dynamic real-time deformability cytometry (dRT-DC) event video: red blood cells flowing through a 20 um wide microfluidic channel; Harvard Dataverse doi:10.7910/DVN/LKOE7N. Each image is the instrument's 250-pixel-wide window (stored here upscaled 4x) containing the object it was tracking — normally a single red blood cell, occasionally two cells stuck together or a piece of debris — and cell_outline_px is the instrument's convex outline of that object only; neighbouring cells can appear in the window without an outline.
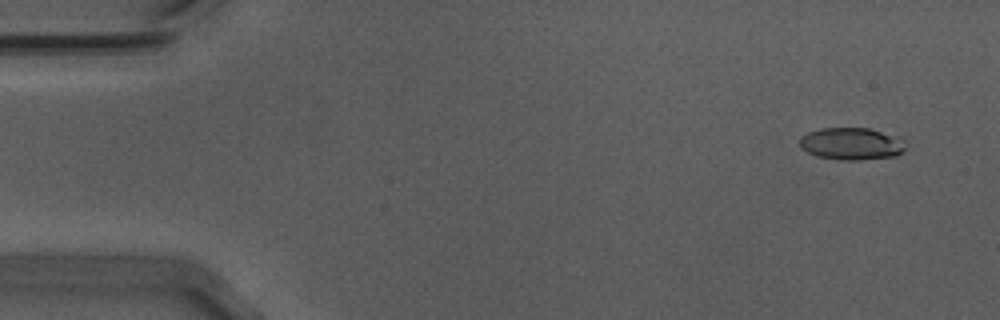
{"species": "Egyptian fruit bat (a non-hibernating species)", "species_latin": "Rousettus aegyptiacus", "temperature_condition": "warm", "stored_images_in_passage": 15, "camera_frame_rate_fps": 3000, "um_per_image_px": 0.085, "animal": {"sex": "male"}, "frame": {"image": 1, "passage_image": 1, "time_ms": 0.0, "image_size_px": [1000, 320], "cell_outline_px": [[904, 148], [896, 156], [860, 160], [840, 160], [816, 156], [808, 152], [800, 144], [800, 140], [808, 132], [820, 128], [868, 128], [900, 136], [904, 140]], "centroid_in_image_um": [72.41, 12.21], "position_along_channel_um": 12.6, "area_um2": 19.83}}
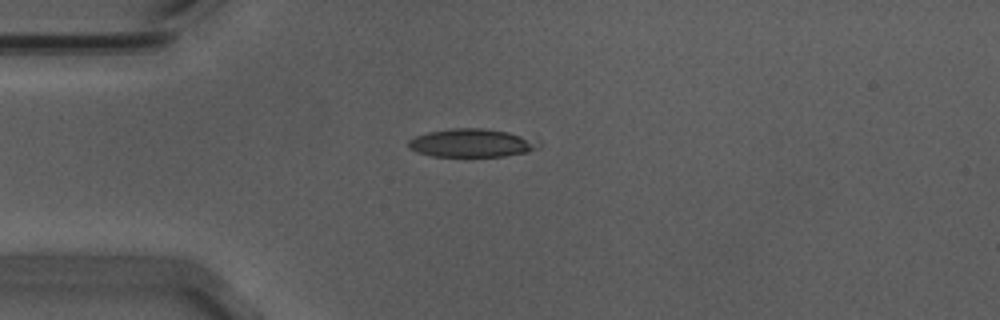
{"frame": {"image": 2, "passage_image": 12, "time_ms": 3.667, "image_size_px": [1000, 320], "cell_outline_px": [[544, 144], [540, 148], [528, 152], [504, 156], [432, 156], [416, 152], [408, 148], [408, 140], [416, 136], [428, 132], [452, 128], [480, 128], [508, 132]], "centroid_in_image_um": [40.07, 12.16], "position_along_channel_um": 44.9, "area_um2": 21.33}}